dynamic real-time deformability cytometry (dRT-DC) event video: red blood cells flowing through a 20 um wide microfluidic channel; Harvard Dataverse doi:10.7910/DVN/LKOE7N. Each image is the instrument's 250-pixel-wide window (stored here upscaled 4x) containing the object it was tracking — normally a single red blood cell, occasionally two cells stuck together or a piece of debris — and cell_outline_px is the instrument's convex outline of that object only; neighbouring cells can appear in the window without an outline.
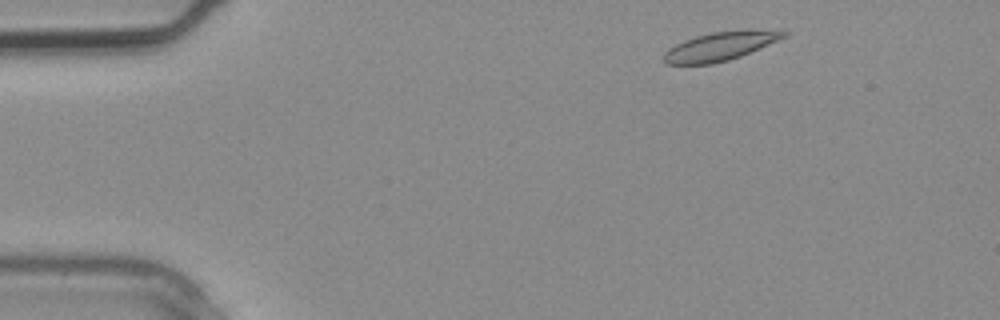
{"species": "common noctule bat (a hibernating species)", "species_latin": "Nyctalus noctula", "temperature_condition": "warm", "stored_images_in_passage": 2, "camera_frame_rate_fps": 3000, "um_per_image_px": 0.085, "animal": {"sex": "male", "body_mass_g": 20.4}, "frame": {"image": 1, "passage_image": 1, "time_ms": 0.0, "image_size_px": [1000, 320], "cell_outline_px": [[788, 32], [784, 36], [776, 40], [740, 56], [728, 60], [712, 64], [664, 64], [664, 52], [668, 48], [684, 40], [696, 36], [712, 32], [748, 28]], "centroid_in_image_um": [61.15, 3.92], "position_along_channel_um": 23.8, "area_um2": 19.83}}